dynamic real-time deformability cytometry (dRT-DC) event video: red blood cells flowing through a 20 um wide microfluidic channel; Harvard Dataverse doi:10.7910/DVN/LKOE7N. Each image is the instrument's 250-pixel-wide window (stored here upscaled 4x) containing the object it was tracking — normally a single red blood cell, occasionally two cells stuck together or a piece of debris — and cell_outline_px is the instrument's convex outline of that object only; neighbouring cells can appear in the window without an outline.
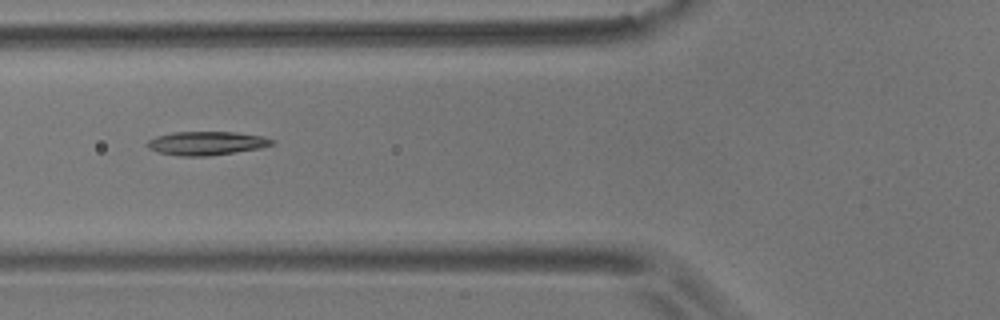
{"species": "common noctule bat (a hibernating species)", "species_latin": "Nyctalus noctula", "temperature_condition": "room temperature", "stored_images_in_passage": 14, "camera_frame_rate_fps": 3000, "um_per_image_px": 0.085, "animal": {"sex": "male", "body_mass_g": 17.9}, "frame": {"image": 1, "passage_image": 5, "time_ms": 1.333, "image_size_px": [1000, 320], "cell_outline_px": [[276, 144], [260, 148], [236, 152], [208, 156], [180, 156], [156, 152], [148, 148], [144, 144], [148, 140], [156, 136], [172, 132], [236, 132], [260, 136], [276, 140]], "centroid_in_image_um": [17.53, 12.18], "position_along_channel_um": 108.3, "area_um2": 17.4}}
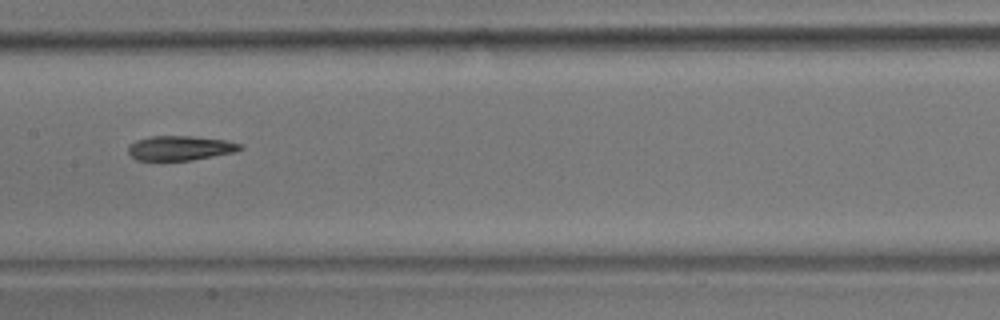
{"frame": {"image": 2, "passage_image": 7, "time_ms": 2.0, "image_size_px": [1000, 320], "cell_outline_px": [[244, 148], [236, 152], [192, 160], [136, 160], [128, 152], [128, 144], [136, 140], [148, 136], [192, 136], [228, 140], [244, 144]], "centroid_in_image_um": [15.35, 12.57], "position_along_channel_um": 192.0, "area_um2": 16.3}}